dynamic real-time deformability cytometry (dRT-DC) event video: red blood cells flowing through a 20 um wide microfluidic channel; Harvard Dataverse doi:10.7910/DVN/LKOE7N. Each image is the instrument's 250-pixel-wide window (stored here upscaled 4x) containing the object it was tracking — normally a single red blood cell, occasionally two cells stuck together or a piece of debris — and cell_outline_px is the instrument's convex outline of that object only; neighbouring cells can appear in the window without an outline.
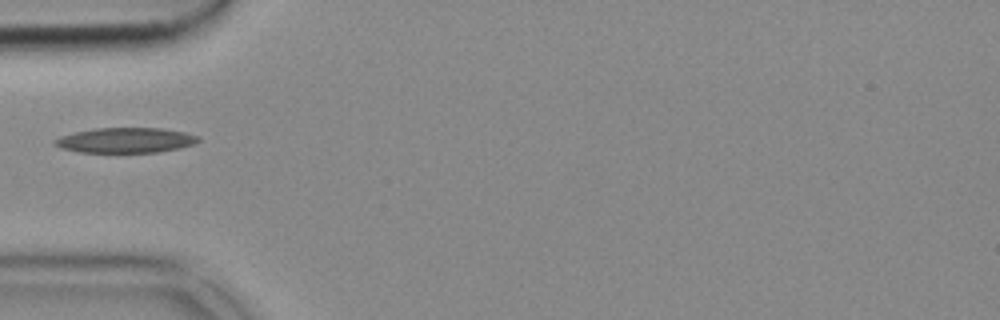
{"species": "common noctule bat (a hibernating species)", "species_latin": "Nyctalus noctula", "temperature_condition": "cold", "stored_images_in_passage": 37, "camera_frame_rate_fps": 3000, "um_per_image_px": 0.085, "animal": {"sex": "female", "body_mass_g": 18.4}, "frame": {"image": 1, "passage_image": 1, "time_ms": 0.0, "image_size_px": [1000, 320], "cell_outline_px": [[200, 140], [192, 144], [180, 148], [156, 152], [80, 152], [60, 148], [52, 144], [52, 140], [60, 136], [76, 132], [96, 128], [160, 128], [184, 132], [200, 136]], "centroid_in_image_um": [10.64, 11.92], "position_along_channel_um": 74.4, "area_um2": 20.98}}
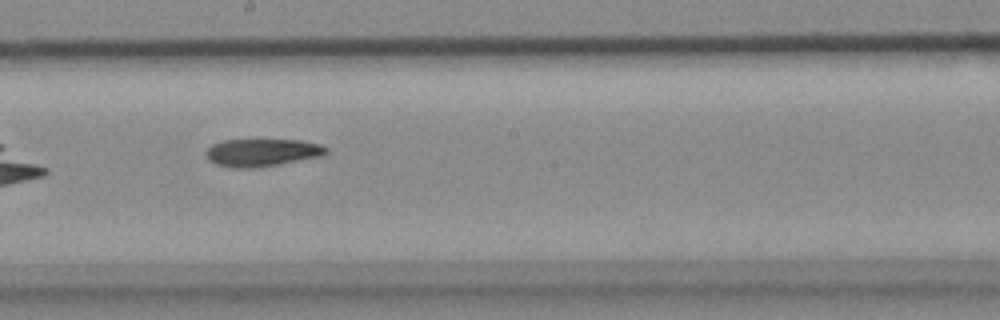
{"frame": {"image": 2, "passage_image": 13, "time_ms": 4.0, "image_size_px": [1000, 320], "cell_outline_px": [[328, 152], [324, 156], [280, 164], [256, 168], [232, 168], [216, 164], [208, 160], [204, 152], [212, 144], [224, 140], [300, 140], [320, 144], [328, 148]], "centroid_in_image_um": [22.28, 12.97], "position_along_channel_um": 225.9, "area_um2": 19.59}}
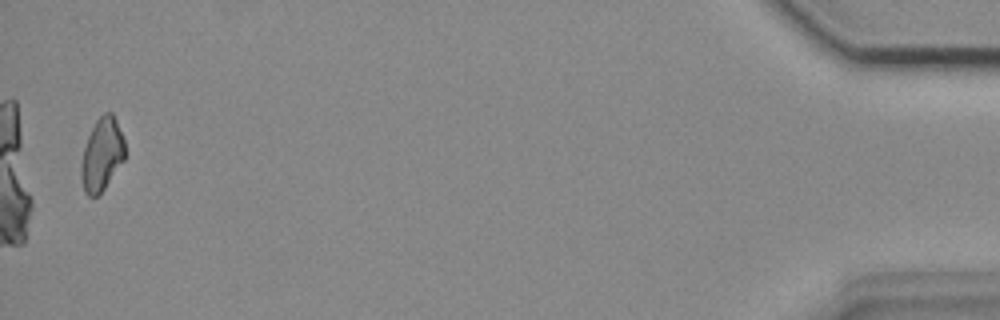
{"frame": {"image": 3, "passage_image": 36, "time_ms": 11.667, "image_size_px": [1000, 320], "cell_outline_px": [[124, 160], [104, 188], [96, 196], [88, 196], [84, 192], [80, 176], [80, 164], [84, 148], [88, 136], [96, 120], [104, 112], [112, 112], [116, 120], [124, 140]], "centroid_in_image_um": [8.64, 13.13], "position_along_channel_um": 426.6, "area_um2": 18.44}}